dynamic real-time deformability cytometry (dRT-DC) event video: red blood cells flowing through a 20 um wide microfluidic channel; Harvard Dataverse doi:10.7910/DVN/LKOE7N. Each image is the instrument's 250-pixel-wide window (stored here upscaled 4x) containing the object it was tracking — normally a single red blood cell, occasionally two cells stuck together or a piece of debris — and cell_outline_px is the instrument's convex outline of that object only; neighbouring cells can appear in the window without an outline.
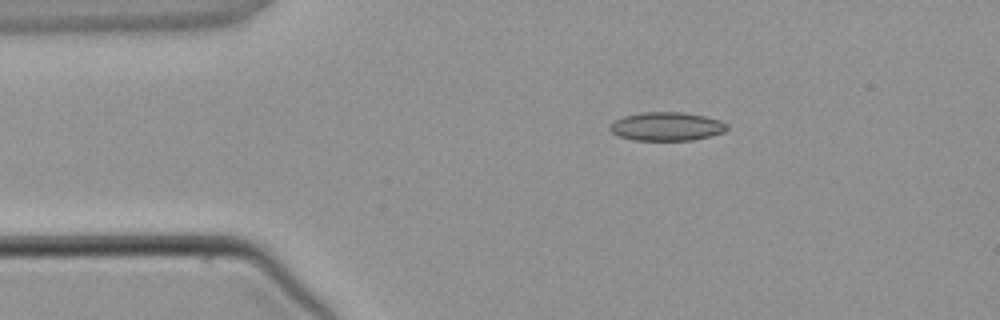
{"species": "common noctule bat (a hibernating species)", "species_latin": "Nyctalus noctula", "temperature_condition": "warm", "stored_images_in_passage": 4, "camera_frame_rate_fps": 3000, "um_per_image_px": 0.085, "animal": {"sex": "male", "body_mass_g": 21.5, "forearm_length_mm": 52.0}, "frame": {"image": 1, "passage_image": 4, "time_ms": 4.667, "image_size_px": [1000, 320], "cell_outline_px": [[728, 128], [724, 132], [692, 140], [636, 140], [620, 136], [612, 132], [608, 128], [608, 124], [624, 116], [644, 112], [684, 112], [704, 116], [720, 120], [728, 124]], "centroid_in_image_um": [56.67, 10.74], "position_along_channel_um": 28.3, "area_um2": 19.42}}